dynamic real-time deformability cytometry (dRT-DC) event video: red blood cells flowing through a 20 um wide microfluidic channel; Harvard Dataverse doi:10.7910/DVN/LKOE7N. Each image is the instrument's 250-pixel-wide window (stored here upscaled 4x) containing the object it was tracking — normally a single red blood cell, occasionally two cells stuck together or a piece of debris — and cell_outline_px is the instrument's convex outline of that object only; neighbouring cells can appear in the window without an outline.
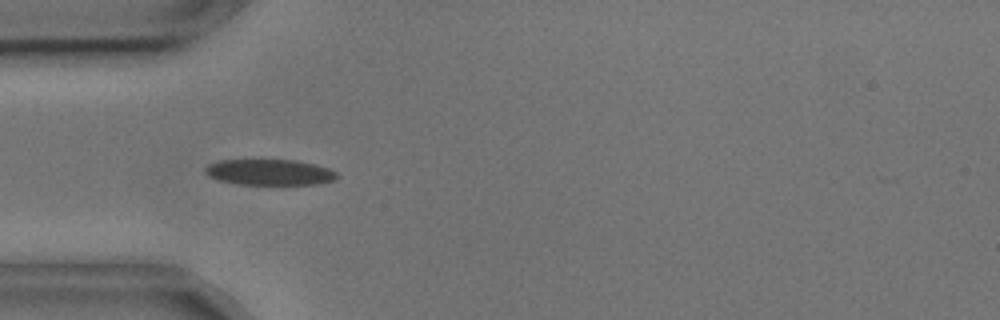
{"species": "common noctule bat (a hibernating species)", "species_latin": "Nyctalus noctula", "temperature_condition": "cold", "stored_images_in_passage": 35, "camera_frame_rate_fps": 3000, "um_per_image_px": 0.085, "animal": {"sex": "male", "body_mass_g": 17.9, "forearm_length_mm": 54.2}, "frame": {"image": 1, "passage_image": 3, "time_ms": 0.667, "image_size_px": [1000, 320], "cell_outline_px": [[340, 176], [336, 180], [316, 184], [284, 188], [236, 184], [220, 180], [208, 176], [204, 172], [204, 168], [208, 164], [220, 160], [296, 160], [316, 164], [328, 168], [336, 172]], "centroid_in_image_um": [22.97, 14.7], "position_along_channel_um": 62.0, "area_um2": 21.1}}
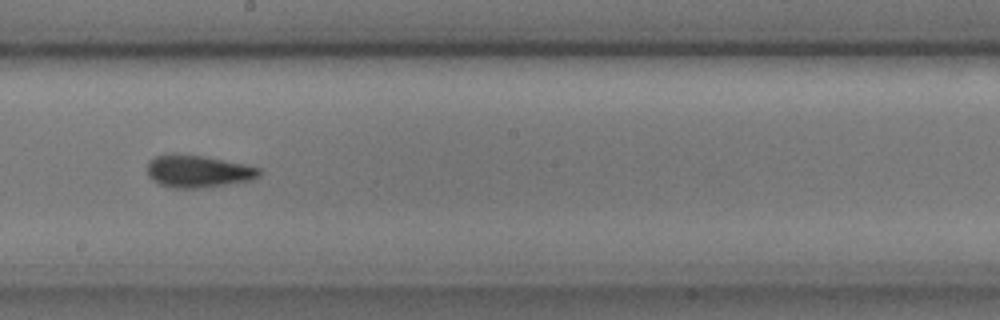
{"frame": {"image": 2, "passage_image": 17, "time_ms": 5.333, "image_size_px": [1000, 320], "cell_outline_px": [[264, 172], [260, 176], [252, 180], [200, 188], [172, 188], [160, 184], [152, 180], [148, 176], [148, 160], [156, 156], [172, 152], [176, 152], [204, 156], [244, 164], [260, 168]], "centroid_in_image_um": [16.82, 14.54], "position_along_channel_um": 231.4, "area_um2": 21.44}}
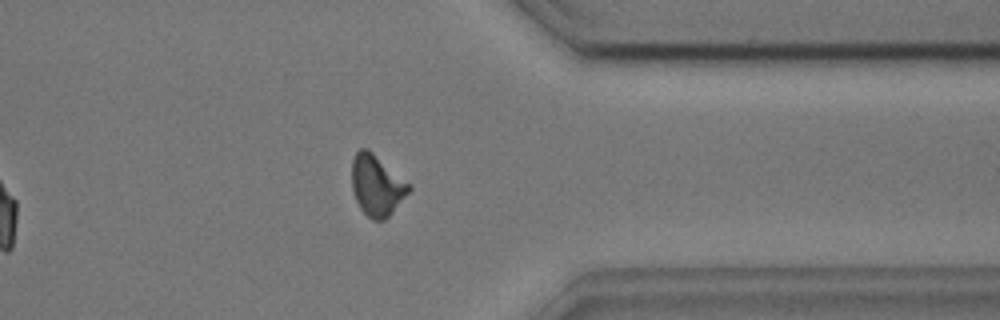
{"frame": {"image": 3, "passage_image": 30, "time_ms": 9.667, "image_size_px": [1000, 320], "cell_outline_px": [[412, 188], [392, 212], [384, 220], [372, 220], [360, 208], [356, 200], [352, 188], [352, 160], [356, 152], [360, 148], [368, 148], [412, 184]], "centroid_in_image_um": [32.04, 15.73], "position_along_channel_um": 379.4, "area_um2": 20.35}, "authors_computed_cell_mechanics": {"area_um2": 20.3456, "velocity_mm_per_s": 3.6377, "shape_relaxation_time_tau1_ms": 8.9401, "shape_relaxation_time_tau2_ms": 4.5543, "deformation_change_tau1": 0.1713, "deformation_change_tau2": 0.1026}}